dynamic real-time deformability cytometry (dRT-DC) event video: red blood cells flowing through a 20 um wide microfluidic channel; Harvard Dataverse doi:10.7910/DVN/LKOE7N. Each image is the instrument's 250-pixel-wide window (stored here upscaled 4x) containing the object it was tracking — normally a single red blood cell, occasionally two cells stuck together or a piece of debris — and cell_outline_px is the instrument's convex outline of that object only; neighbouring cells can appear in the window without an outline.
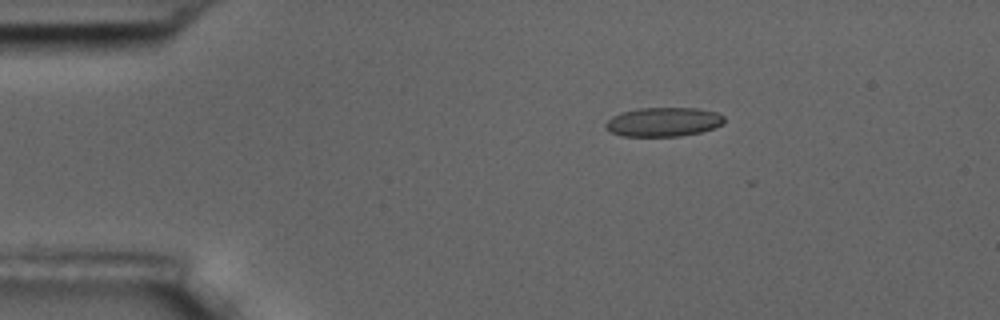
{"species": "common noctule bat (a hibernating species)", "species_latin": "Nyctalus noctula", "temperature_condition": "room temperature", "stored_images_in_passage": 4, "camera_frame_rate_fps": 3000, "um_per_image_px": 0.085, "animal": {"sex": "male", "body_mass_g": 17.5, "forearm_length_mm": 52.3}, "frame": {"image": 1, "passage_image": 3, "time_ms": 2.333, "image_size_px": [1000, 320], "cell_outline_px": [[724, 124], [700, 132], [680, 136], [620, 136], [604, 128], [604, 124], [612, 116], [620, 112], [640, 108], [696, 108], [716, 112], [724, 116]], "centroid_in_image_um": [56.36, 10.36], "position_along_channel_um": 28.6, "area_um2": 20.17}}